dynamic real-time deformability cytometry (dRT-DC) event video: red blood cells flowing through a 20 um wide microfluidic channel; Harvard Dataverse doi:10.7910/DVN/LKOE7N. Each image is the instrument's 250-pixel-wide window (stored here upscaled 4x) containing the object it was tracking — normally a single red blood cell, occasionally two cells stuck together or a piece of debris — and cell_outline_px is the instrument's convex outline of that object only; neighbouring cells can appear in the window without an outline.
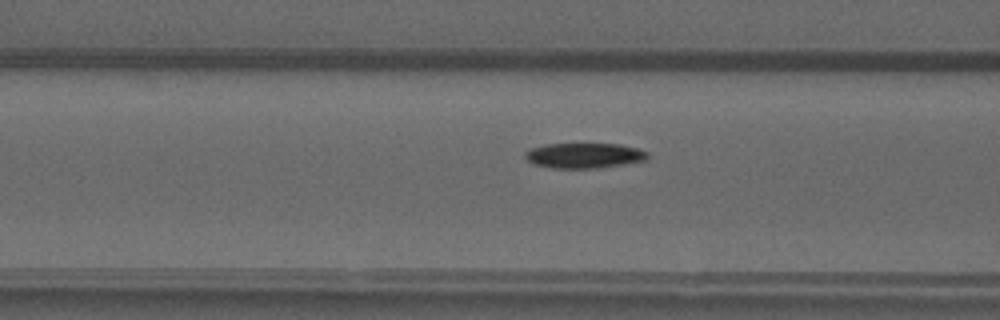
{"species": "common noctule bat (a hibernating species)", "species_latin": "Nyctalus noctula", "temperature_condition": "warm", "stored_images_in_passage": 32, "camera_frame_rate_fps": 3000, "um_per_image_px": 0.085, "animal": {"sex": "male", "forearm_length_mm": 52.5}, "frame": {"image": 1, "passage_image": 10, "time_ms": 3.0, "image_size_px": [1000, 320], "cell_outline_px": [[648, 160], [600, 168], [552, 168], [532, 164], [524, 156], [524, 152], [532, 148], [544, 144], [620, 144], [636, 148], [648, 152]], "centroid_in_image_um": [49.65, 13.22], "position_along_channel_um": 116.9, "area_um2": 18.09}}
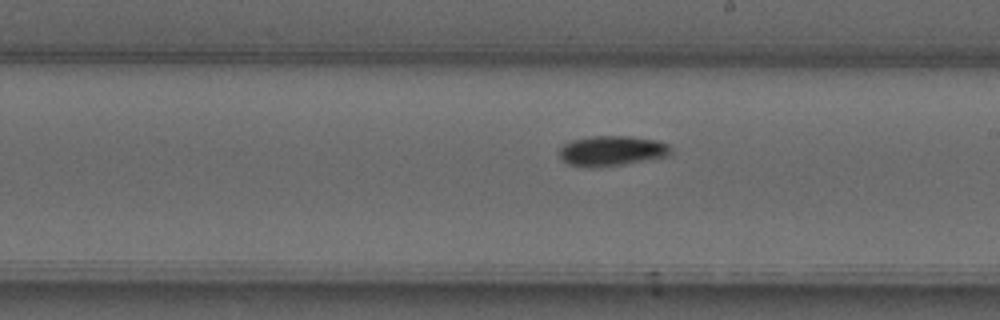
{"frame": {"image": 2, "passage_image": 19, "time_ms": 6.0, "image_size_px": [1000, 320], "cell_outline_px": [[672, 156], [624, 164], [596, 168], [592, 168], [568, 164], [560, 156], [560, 148], [564, 144], [572, 140], [592, 136], [632, 136], [660, 140], [668, 144], [672, 148]], "centroid_in_image_um": [52.09, 12.82], "position_along_channel_um": 236.9, "area_um2": 19.94}}
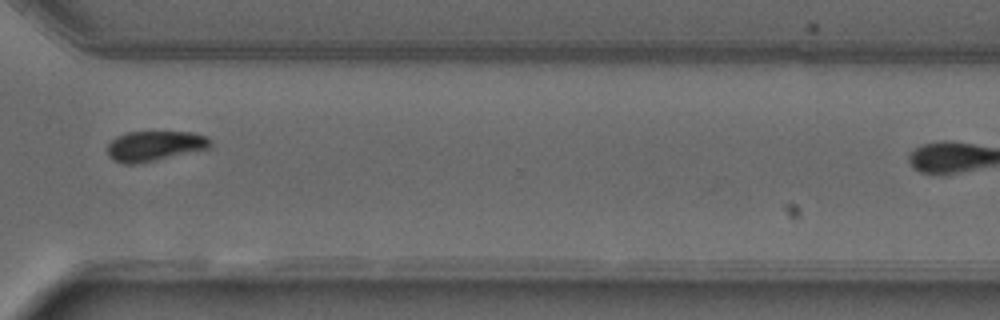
{"frame": {"image": 3, "passage_image": 28, "time_ms": 9.0, "image_size_px": [1000, 320], "cell_outline_px": [[212, 144], [208, 148], [156, 160], [136, 164], [124, 164], [112, 160], [108, 156], [108, 144], [116, 136], [128, 132], [192, 132], [208, 136], [212, 140]], "centroid_in_image_um": [13.14, 12.4], "position_along_channel_um": 357.5, "area_um2": 18.09}}